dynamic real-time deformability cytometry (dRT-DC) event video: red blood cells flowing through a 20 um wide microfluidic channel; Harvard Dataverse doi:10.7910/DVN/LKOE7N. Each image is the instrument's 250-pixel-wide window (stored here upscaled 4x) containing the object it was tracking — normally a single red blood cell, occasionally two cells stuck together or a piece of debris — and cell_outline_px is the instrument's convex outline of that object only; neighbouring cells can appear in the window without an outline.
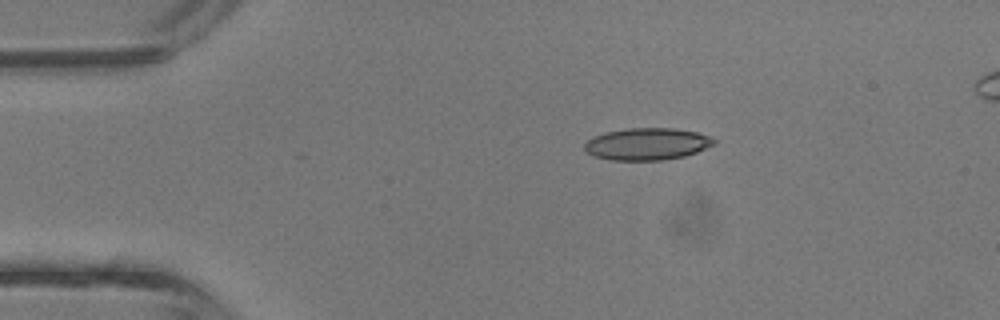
{"species": "common noctule bat (a hibernating species)", "species_latin": "Nyctalus noctula", "temperature_condition": "room temperature", "stored_images_in_passage": 3, "camera_frame_rate_fps": 3000, "um_per_image_px": 0.085, "animal": {"sex": "male", "body_mass_g": 13.3}, "frame": {"image": 1, "passage_image": 2, "time_ms": 0.333, "image_size_px": [1000, 320], "cell_outline_px": [[720, 140], [716, 144], [696, 152], [684, 156], [664, 160], [612, 160], [596, 156], [588, 152], [584, 148], [584, 144], [592, 136], [604, 132], [628, 128], [672, 128], [696, 132]], "centroid_in_image_um": [55.03, 12.23], "position_along_channel_um": 30.0, "area_um2": 24.22}}